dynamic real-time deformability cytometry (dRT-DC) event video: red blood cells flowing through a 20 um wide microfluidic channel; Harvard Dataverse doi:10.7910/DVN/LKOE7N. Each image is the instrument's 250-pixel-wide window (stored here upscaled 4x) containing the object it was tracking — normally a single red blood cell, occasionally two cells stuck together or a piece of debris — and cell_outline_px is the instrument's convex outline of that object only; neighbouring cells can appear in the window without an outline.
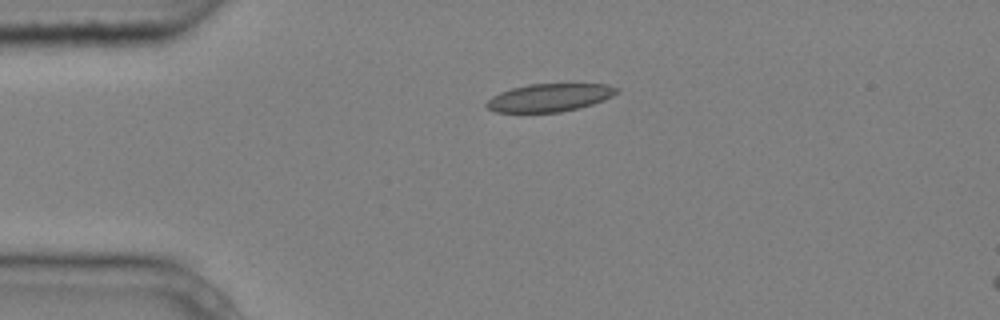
{"species": "common noctule bat (a hibernating species)", "species_latin": "Nyctalus noctula", "temperature_condition": "cold", "stored_images_in_passage": 2, "camera_frame_rate_fps": 3000, "um_per_image_px": 0.085, "animal": {"sex": "male", "body_mass_g": 20.4}, "frame": {"image": 1, "passage_image": 1, "time_ms": 0.0, "image_size_px": [1000, 320], "cell_outline_px": [[620, 92], [604, 100], [580, 108], [560, 112], [496, 112], [488, 108], [484, 104], [492, 96], [500, 92], [512, 88], [528, 84], [608, 84], [620, 88]], "centroid_in_image_um": [46.74, 8.29], "position_along_channel_um": 38.3, "area_um2": 21.27}}
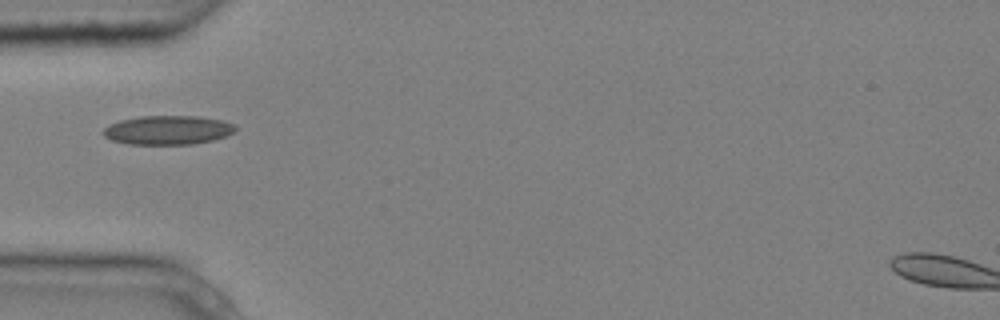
{"frame": {"image": 2, "passage_image": 2, "time_ms": 0.333, "image_size_px": [1000, 320], "cell_outline_px": [[236, 132], [212, 140], [192, 144], [128, 144], [112, 140], [104, 136], [100, 132], [108, 124], [120, 120], [140, 116], [200, 116], [224, 120], [236, 124]], "centroid_in_image_um": [14.27, 11.04], "position_along_channel_um": 70.7, "area_um2": 22.6}}